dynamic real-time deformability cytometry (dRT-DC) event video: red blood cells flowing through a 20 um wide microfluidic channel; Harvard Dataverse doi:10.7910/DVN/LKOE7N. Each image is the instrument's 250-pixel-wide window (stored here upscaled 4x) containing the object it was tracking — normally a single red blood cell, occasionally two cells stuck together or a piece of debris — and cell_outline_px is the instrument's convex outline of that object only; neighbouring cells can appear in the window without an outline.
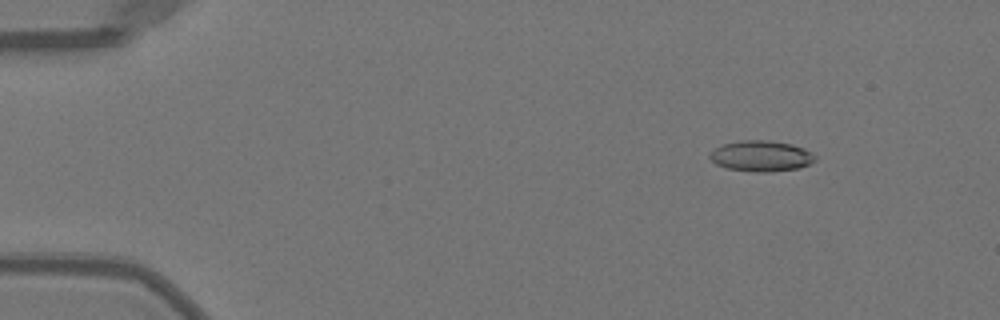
{"species": "Egyptian fruit bat (a non-hibernating species)", "species_latin": "Rousettus aegyptiacus", "temperature_condition": "warm", "stored_images_in_passage": 52, "camera_frame_rate_fps": 3000, "um_per_image_px": 0.085, "animal": {"sex": "female"}, "frame": {"image": 1, "passage_image": 7, "time_ms": 2.0, "image_size_px": [1000, 320], "cell_outline_px": [[816, 160], [800, 168], [768, 172], [756, 172], [728, 168], [716, 164], [708, 156], [720, 144], [740, 140], [768, 140], [792, 144], [804, 148], [812, 152], [816, 156]], "centroid_in_image_um": [64.72, 13.25], "position_along_channel_um": 20.3, "area_um2": 18.96}}
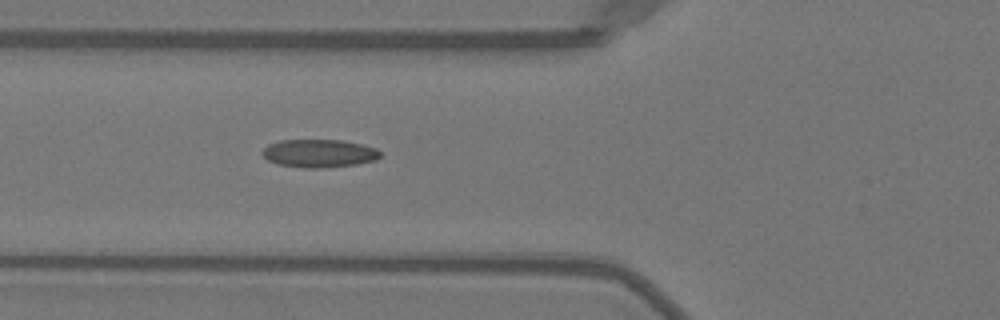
{"frame": {"image": 2, "passage_image": 20, "time_ms": 6.333, "image_size_px": [1000, 320], "cell_outline_px": [[380, 156], [376, 160], [356, 164], [324, 168], [304, 168], [276, 164], [268, 160], [260, 152], [268, 144], [280, 140], [340, 140], [360, 144], [376, 148], [380, 152]], "centroid_in_image_um": [27.09, 13.04], "position_along_channel_um": 98.7, "area_um2": 19.31}}
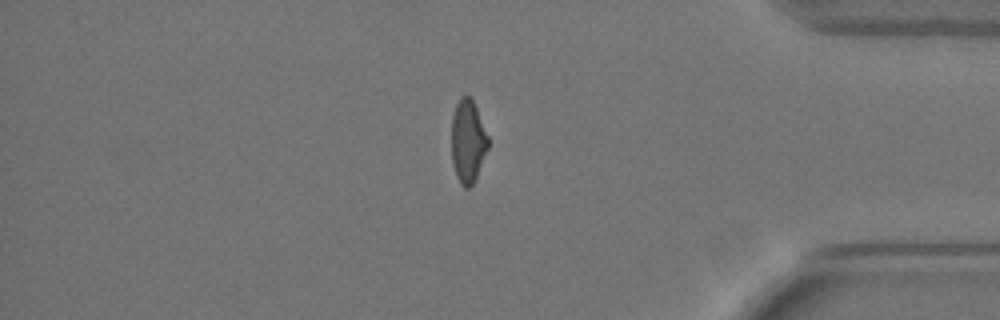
{"frame": {"image": 3, "passage_image": 44, "time_ms": 14.333, "image_size_px": [1000, 320], "cell_outline_px": [[488, 148], [476, 176], [472, 184], [468, 188], [464, 188], [460, 184], [456, 176], [452, 160], [452, 116], [456, 104], [460, 96], [468, 96], [472, 100], [476, 108], [488, 136]], "centroid_in_image_um": [39.75, 12.01], "position_along_channel_um": 395.4, "area_um2": 17.46}, "authors_computed_cell_mechanics": {"area_um2": 18.496, "velocity_mm_per_s": 4.0245, "shape_relaxation_time_tau1_ms": null, "shape_relaxation_time_tau2_ms": 1.9837, "deformation_change_tau1": null, "deformation_change_tau2": 0.0761}}